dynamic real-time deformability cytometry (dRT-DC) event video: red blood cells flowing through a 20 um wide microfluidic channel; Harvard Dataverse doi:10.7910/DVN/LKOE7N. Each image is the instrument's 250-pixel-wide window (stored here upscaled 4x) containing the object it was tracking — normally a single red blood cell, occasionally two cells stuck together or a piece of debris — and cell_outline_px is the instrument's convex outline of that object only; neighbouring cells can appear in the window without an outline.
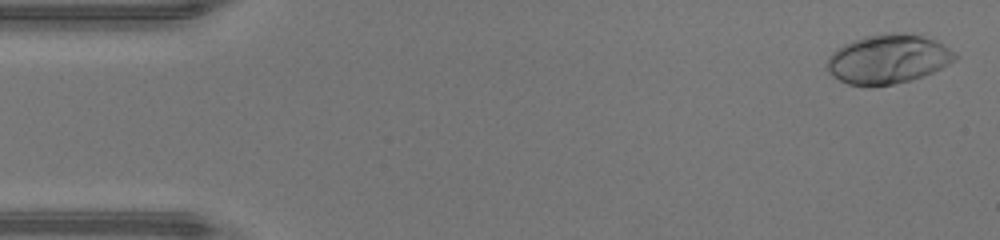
{"species": "human", "species_latin": "Homo sapiens", "temperature_condition": "warm", "stored_images_in_passage": 47, "camera_frame_rate_fps": 3000, "um_per_image_px": 0.085, "donor": {"sex": "male"}, "frame": {"image": 1, "passage_image": 2, "time_ms": 0.333, "image_size_px": [1000, 240], "cell_outline_px": [[960, 56], [956, 60], [932, 72], [912, 80], [872, 88], [848, 84], [832, 76], [828, 72], [828, 56], [836, 48], [844, 44], [864, 36], [888, 32], [892, 32], [920, 36], [936, 40], [956, 52]], "centroid_in_image_um": [75.47, 5.04], "position_along_channel_um": 9.5, "area_um2": 36.93}}
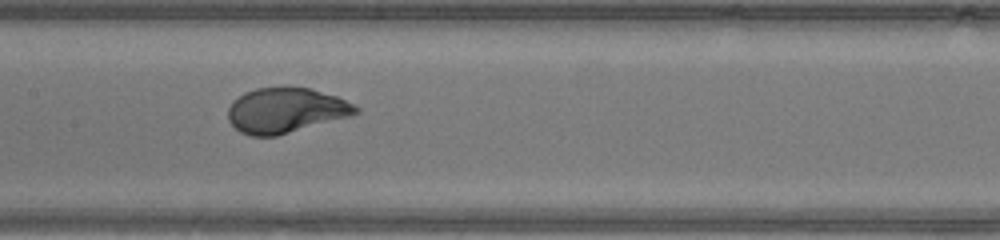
{"frame": {"image": 2, "passage_image": 23, "time_ms": 7.333, "image_size_px": [1000, 240], "cell_outline_px": [[360, 112], [352, 116], [276, 136], [252, 136], [240, 132], [228, 120], [228, 108], [232, 100], [244, 92], [256, 88], [312, 88], [336, 96], [356, 104], [360, 108]], "centroid_in_image_um": [24.31, 9.39], "position_along_channel_um": 183.1, "area_um2": 33.7}}
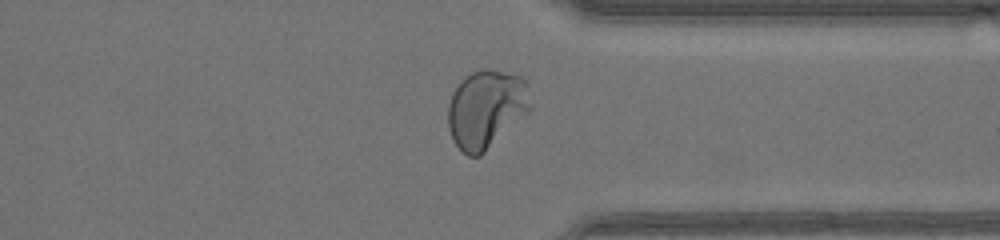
{"frame": {"image": 3, "passage_image": 36, "time_ms": 11.667, "image_size_px": [1000, 240], "cell_outline_px": [[532, 108], [528, 112], [480, 156], [468, 156], [452, 140], [448, 128], [448, 104], [452, 92], [464, 76], [472, 72], [484, 68], [488, 68], [520, 76], [524, 80], [532, 104]], "centroid_in_image_um": [41.3, 9.25], "position_along_channel_um": 370.1, "area_um2": 37.51}, "authors_computed_cell_mechanics": {"area_um2": 34.391, "velocity_mm_per_s": 4.3918, "shape_relaxation_time_tau1_ms": 2.8115, "shape_relaxation_time_tau2_ms": null, "deformation_change_tau1": 0.2166, "deformation_change_tau2": null}}